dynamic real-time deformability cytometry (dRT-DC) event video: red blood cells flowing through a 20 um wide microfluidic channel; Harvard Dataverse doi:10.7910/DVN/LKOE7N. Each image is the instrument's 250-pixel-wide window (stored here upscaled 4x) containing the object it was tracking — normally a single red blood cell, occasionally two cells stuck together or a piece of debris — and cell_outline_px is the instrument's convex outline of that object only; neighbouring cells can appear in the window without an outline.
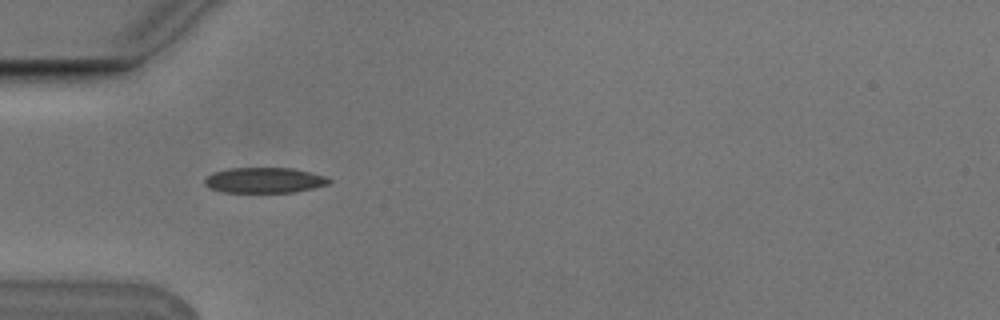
{"species": "Egyptian fruit bat (a non-hibernating species)", "species_latin": "Rousettus aegyptiacus", "temperature_condition": "cold", "stored_images_in_passage": 5, "camera_frame_rate_fps": 3000, "um_per_image_px": 0.085, "animal": {"sex": "male"}, "frame": {"image": 1, "passage_image": 5, "time_ms": 1.333, "image_size_px": [1000, 320], "cell_outline_px": [[332, 180], [328, 184], [296, 192], [224, 192], [212, 188], [204, 184], [204, 180], [208, 176], [216, 172], [228, 168], [292, 168], [324, 176]], "centroid_in_image_um": [22.48, 15.32], "position_along_channel_um": 62.5, "area_um2": 18.15}}